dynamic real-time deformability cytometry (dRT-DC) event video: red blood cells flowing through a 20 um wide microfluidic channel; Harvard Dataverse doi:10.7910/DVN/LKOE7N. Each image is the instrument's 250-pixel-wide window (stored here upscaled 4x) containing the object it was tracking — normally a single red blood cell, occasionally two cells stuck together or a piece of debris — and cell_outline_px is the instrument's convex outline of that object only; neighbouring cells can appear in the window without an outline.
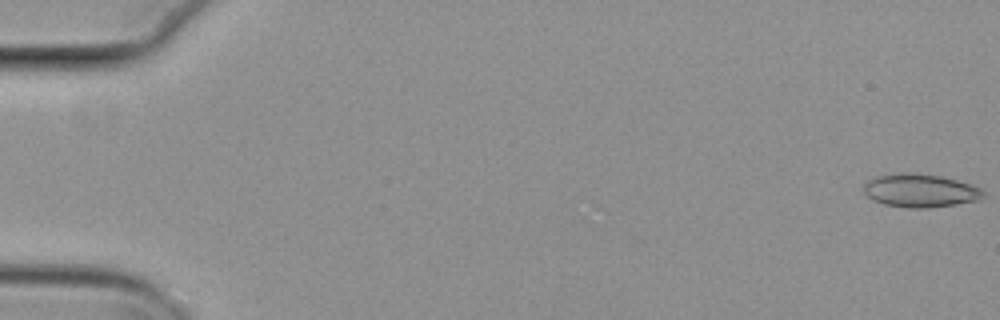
{"species": "common noctule bat (a hibernating species)", "species_latin": "Nyctalus noctula", "temperature_condition": "cold", "stored_images_in_passage": 4, "camera_frame_rate_fps": 3000, "um_per_image_px": 0.085, "animal": {"sex": "female", "body_mass_g": 29.2, "forearm_length_mm": 56.3}, "frame": {"image": 1, "passage_image": 1, "time_ms": 0.0, "image_size_px": [1000, 320], "cell_outline_px": [[984, 196], [980, 200], [956, 204], [928, 208], [908, 208], [884, 204], [872, 200], [864, 192], [864, 184], [872, 176], [908, 172], [940, 176], [972, 184], [980, 188], [984, 192]], "centroid_in_image_um": [78.21, 16.2], "position_along_channel_um": 6.8, "area_um2": 23.29}}
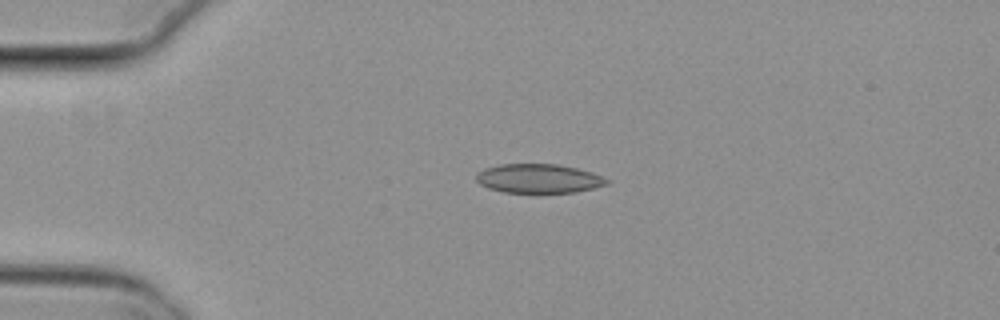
{"frame": {"image": 2, "passage_image": 4, "time_ms": 1.0, "image_size_px": [1000, 320], "cell_outline_px": [[612, 180], [608, 184], [576, 192], [504, 192], [488, 188], [480, 184], [476, 180], [476, 172], [484, 168], [500, 164], [560, 164], [592, 172]], "centroid_in_image_um": [45.79, 15.16], "position_along_channel_um": 39.2, "area_um2": 22.2}}